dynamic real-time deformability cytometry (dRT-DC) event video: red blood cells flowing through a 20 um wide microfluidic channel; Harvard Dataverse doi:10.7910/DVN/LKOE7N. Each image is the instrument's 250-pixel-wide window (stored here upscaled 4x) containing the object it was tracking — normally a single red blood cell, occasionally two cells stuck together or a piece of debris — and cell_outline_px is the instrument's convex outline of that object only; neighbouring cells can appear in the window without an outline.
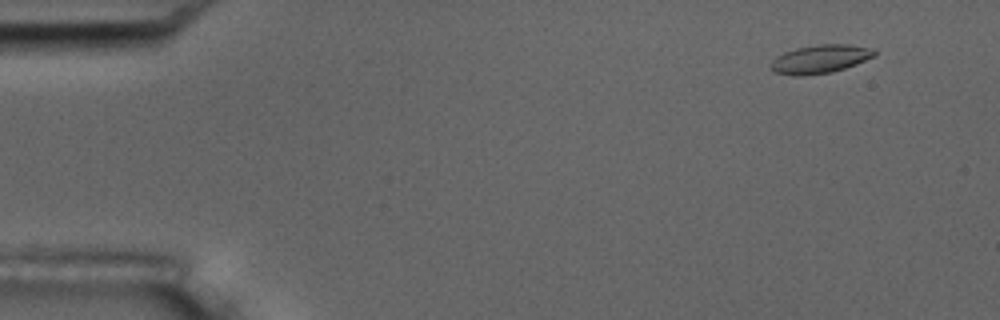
{"species": "common noctule bat (a hibernating species)", "species_latin": "Nyctalus noctula", "temperature_condition": "room temperature", "stored_images_in_passage": 7, "camera_frame_rate_fps": 3000, "um_per_image_px": 0.085, "animal": {"sex": "male", "body_mass_g": 17.5, "forearm_length_mm": 52.3}, "frame": {"image": 1, "passage_image": 2, "time_ms": 1.333, "image_size_px": [1000, 320], "cell_outline_px": [[876, 56], [856, 64], [832, 72], [804, 76], [792, 76], [772, 72], [768, 68], [768, 64], [776, 56], [784, 52], [796, 48], [816, 44], [848, 44], [868, 48], [876, 52]], "centroid_in_image_um": [69.62, 5.03], "position_along_channel_um": 15.4, "area_um2": 17.46}}
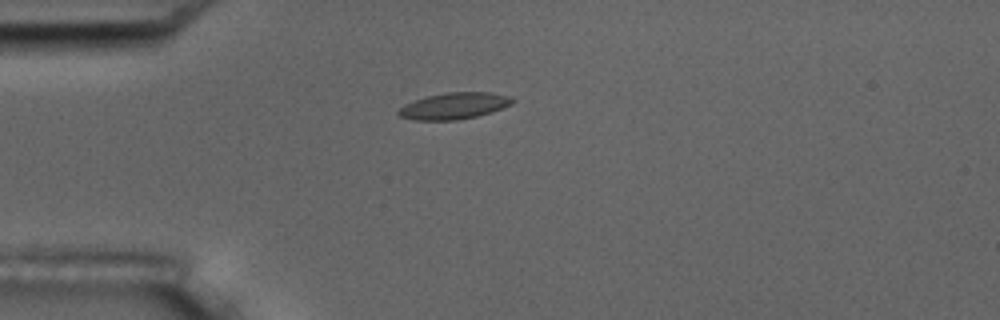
{"frame": {"image": 2, "passage_image": 5, "time_ms": 4.667, "image_size_px": [1000, 320], "cell_outline_px": [[516, 100], [512, 104], [492, 112], [476, 116], [456, 120], [412, 120], [400, 116], [396, 112], [404, 104], [428, 96], [448, 92], [492, 92], [512, 96]], "centroid_in_image_um": [38.64, 8.99], "position_along_channel_um": 46.4, "area_um2": 17.63}}
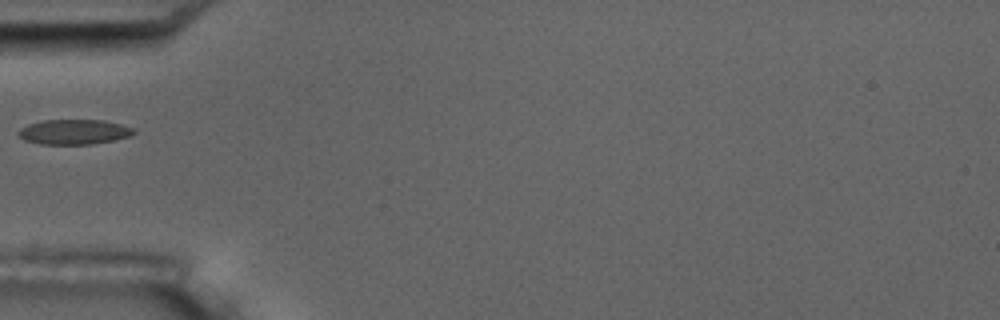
{"frame": {"image": 3, "passage_image": 6, "time_ms": 6.0, "image_size_px": [1000, 320], "cell_outline_px": [[136, 132], [128, 136], [112, 140], [92, 144], [40, 144], [24, 140], [16, 132], [20, 128], [28, 124], [44, 120], [104, 120], [136, 128]], "centroid_in_image_um": [6.28, 11.2], "position_along_channel_um": 78.7, "area_um2": 16.76}}